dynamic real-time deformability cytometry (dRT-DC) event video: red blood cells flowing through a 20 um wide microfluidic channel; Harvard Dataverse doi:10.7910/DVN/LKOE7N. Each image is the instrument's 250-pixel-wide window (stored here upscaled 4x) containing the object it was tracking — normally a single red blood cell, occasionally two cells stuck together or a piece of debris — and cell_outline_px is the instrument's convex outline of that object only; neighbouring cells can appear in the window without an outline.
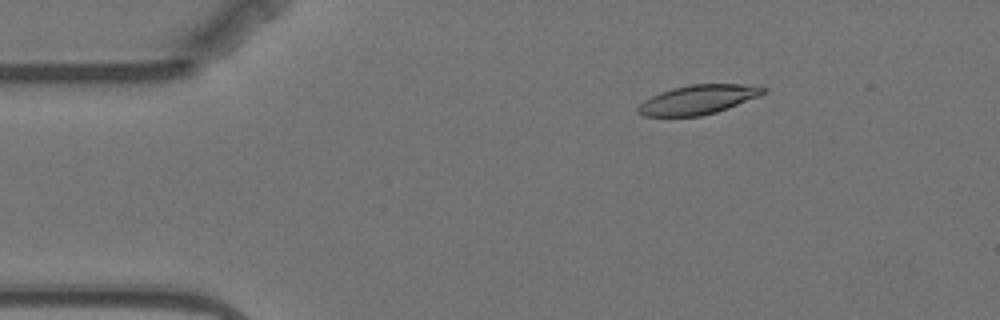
{"species": "Egyptian fruit bat (a non-hibernating species)", "species_latin": "Rousettus aegyptiacus", "temperature_condition": "warm", "stored_images_in_passage": 6, "camera_frame_rate_fps": 3000, "um_per_image_px": 0.085, "animal": {"sex": "female"}, "frame": {"image": 1, "passage_image": 3, "time_ms": 2.333, "image_size_px": [1000, 320], "cell_outline_px": [[768, 92], [760, 96], [728, 108], [716, 112], [700, 116], [644, 116], [636, 112], [636, 108], [644, 100], [660, 92], [672, 88], [692, 84], [740, 84], [768, 88]], "centroid_in_image_um": [59.34, 8.47], "position_along_channel_um": 25.7, "area_um2": 21.39}}
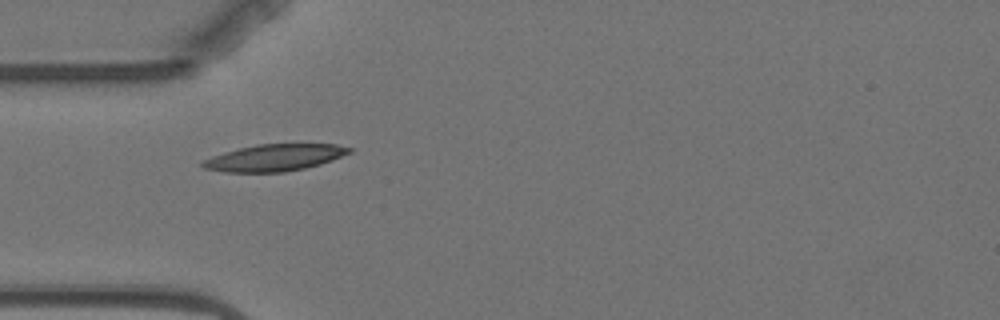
{"frame": {"image": 2, "passage_image": 5, "time_ms": 5.0, "image_size_px": [1000, 320], "cell_outline_px": [[352, 152], [332, 160], [320, 164], [304, 168], [284, 172], [224, 172], [204, 168], [200, 164], [204, 160], [212, 156], [224, 152], [256, 144], [336, 144], [352, 148]], "centroid_in_image_um": [23.34, 13.4], "position_along_channel_um": 61.7, "area_um2": 22.77}}
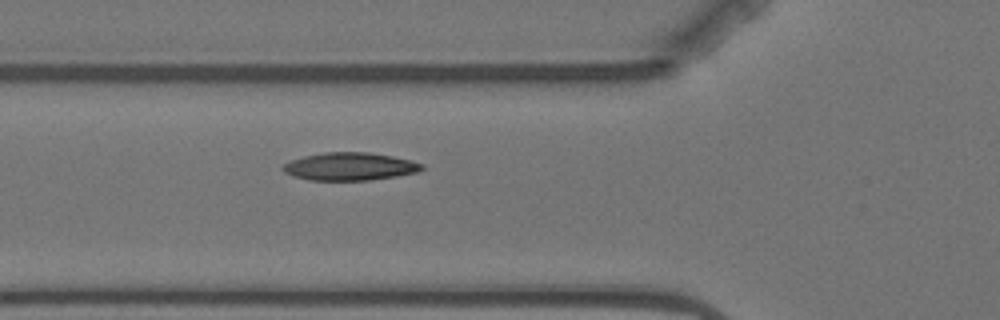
{"frame": {"image": 3, "passage_image": 6, "time_ms": 6.0, "image_size_px": [1000, 320], "cell_outline_px": [[424, 168], [416, 172], [396, 176], [368, 180], [308, 180], [284, 172], [280, 168], [284, 164], [292, 160], [304, 156], [324, 152], [368, 152], [392, 156], [424, 164]], "centroid_in_image_um": [29.72, 14.15], "position_along_channel_um": 96.1, "area_um2": 22.31}}